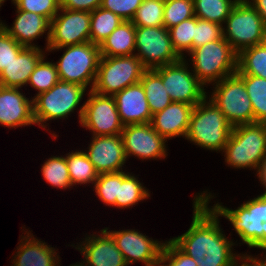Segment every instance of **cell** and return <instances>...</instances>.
<instances>
[{
  "label": "cell",
  "mask_w": 266,
  "mask_h": 266,
  "mask_svg": "<svg viewBox=\"0 0 266 266\" xmlns=\"http://www.w3.org/2000/svg\"><path fill=\"white\" fill-rule=\"evenodd\" d=\"M135 55L147 70L178 62L182 57L175 51L169 31L164 26L136 27Z\"/></svg>",
  "instance_id": "12"
},
{
  "label": "cell",
  "mask_w": 266,
  "mask_h": 266,
  "mask_svg": "<svg viewBox=\"0 0 266 266\" xmlns=\"http://www.w3.org/2000/svg\"><path fill=\"white\" fill-rule=\"evenodd\" d=\"M206 96L196 104L191 114L185 139L211 151H223L231 134L232 126L212 100Z\"/></svg>",
  "instance_id": "3"
},
{
  "label": "cell",
  "mask_w": 266,
  "mask_h": 266,
  "mask_svg": "<svg viewBox=\"0 0 266 266\" xmlns=\"http://www.w3.org/2000/svg\"><path fill=\"white\" fill-rule=\"evenodd\" d=\"M13 4L26 12H33L44 16L50 21L59 12L61 8L60 0H12Z\"/></svg>",
  "instance_id": "39"
},
{
  "label": "cell",
  "mask_w": 266,
  "mask_h": 266,
  "mask_svg": "<svg viewBox=\"0 0 266 266\" xmlns=\"http://www.w3.org/2000/svg\"><path fill=\"white\" fill-rule=\"evenodd\" d=\"M121 136L126 158L132 155L142 160L167 157V140L150 123L126 125Z\"/></svg>",
  "instance_id": "15"
},
{
  "label": "cell",
  "mask_w": 266,
  "mask_h": 266,
  "mask_svg": "<svg viewBox=\"0 0 266 266\" xmlns=\"http://www.w3.org/2000/svg\"><path fill=\"white\" fill-rule=\"evenodd\" d=\"M5 2V0H0V7L2 6V4Z\"/></svg>",
  "instance_id": "50"
},
{
  "label": "cell",
  "mask_w": 266,
  "mask_h": 266,
  "mask_svg": "<svg viewBox=\"0 0 266 266\" xmlns=\"http://www.w3.org/2000/svg\"><path fill=\"white\" fill-rule=\"evenodd\" d=\"M148 197H150L149 191L136 176L125 171L119 172V191L118 198H115V207L130 208Z\"/></svg>",
  "instance_id": "26"
},
{
  "label": "cell",
  "mask_w": 266,
  "mask_h": 266,
  "mask_svg": "<svg viewBox=\"0 0 266 266\" xmlns=\"http://www.w3.org/2000/svg\"><path fill=\"white\" fill-rule=\"evenodd\" d=\"M88 99L79 109L81 126L93 132V136L120 135L124 128L113 96L101 95L89 90Z\"/></svg>",
  "instance_id": "11"
},
{
  "label": "cell",
  "mask_w": 266,
  "mask_h": 266,
  "mask_svg": "<svg viewBox=\"0 0 266 266\" xmlns=\"http://www.w3.org/2000/svg\"><path fill=\"white\" fill-rule=\"evenodd\" d=\"M45 59L46 56L44 55L36 64L28 82L34 89L38 90L36 96L47 92L60 81L55 63L45 61Z\"/></svg>",
  "instance_id": "35"
},
{
  "label": "cell",
  "mask_w": 266,
  "mask_h": 266,
  "mask_svg": "<svg viewBox=\"0 0 266 266\" xmlns=\"http://www.w3.org/2000/svg\"><path fill=\"white\" fill-rule=\"evenodd\" d=\"M193 73L205 86L221 81L237 71L238 53L222 37L194 48L189 54Z\"/></svg>",
  "instance_id": "5"
},
{
  "label": "cell",
  "mask_w": 266,
  "mask_h": 266,
  "mask_svg": "<svg viewBox=\"0 0 266 266\" xmlns=\"http://www.w3.org/2000/svg\"><path fill=\"white\" fill-rule=\"evenodd\" d=\"M197 194L193 200L194 214L190 228L171 240L198 266H232L237 256L232 251L235 243L223 234L219 216L208 206L213 196L208 191Z\"/></svg>",
  "instance_id": "1"
},
{
  "label": "cell",
  "mask_w": 266,
  "mask_h": 266,
  "mask_svg": "<svg viewBox=\"0 0 266 266\" xmlns=\"http://www.w3.org/2000/svg\"><path fill=\"white\" fill-rule=\"evenodd\" d=\"M143 0H102L101 8L110 10L124 21H131Z\"/></svg>",
  "instance_id": "42"
},
{
  "label": "cell",
  "mask_w": 266,
  "mask_h": 266,
  "mask_svg": "<svg viewBox=\"0 0 266 266\" xmlns=\"http://www.w3.org/2000/svg\"><path fill=\"white\" fill-rule=\"evenodd\" d=\"M67 167L72 186L76 184H94L98 173L90 162L86 152L76 150L66 154Z\"/></svg>",
  "instance_id": "29"
},
{
  "label": "cell",
  "mask_w": 266,
  "mask_h": 266,
  "mask_svg": "<svg viewBox=\"0 0 266 266\" xmlns=\"http://www.w3.org/2000/svg\"><path fill=\"white\" fill-rule=\"evenodd\" d=\"M194 107L183 102H171L162 111L152 115L150 124L166 140L186 137Z\"/></svg>",
  "instance_id": "21"
},
{
  "label": "cell",
  "mask_w": 266,
  "mask_h": 266,
  "mask_svg": "<svg viewBox=\"0 0 266 266\" xmlns=\"http://www.w3.org/2000/svg\"><path fill=\"white\" fill-rule=\"evenodd\" d=\"M124 20L104 8L91 12L90 42L100 45Z\"/></svg>",
  "instance_id": "30"
},
{
  "label": "cell",
  "mask_w": 266,
  "mask_h": 266,
  "mask_svg": "<svg viewBox=\"0 0 266 266\" xmlns=\"http://www.w3.org/2000/svg\"><path fill=\"white\" fill-rule=\"evenodd\" d=\"M185 58L178 62L154 69L162 79V83L172 102H183L195 106L207 95L204 86L194 73L190 72Z\"/></svg>",
  "instance_id": "13"
},
{
  "label": "cell",
  "mask_w": 266,
  "mask_h": 266,
  "mask_svg": "<svg viewBox=\"0 0 266 266\" xmlns=\"http://www.w3.org/2000/svg\"><path fill=\"white\" fill-rule=\"evenodd\" d=\"M113 97L124 126L150 123L152 114L141 82L126 87Z\"/></svg>",
  "instance_id": "20"
},
{
  "label": "cell",
  "mask_w": 266,
  "mask_h": 266,
  "mask_svg": "<svg viewBox=\"0 0 266 266\" xmlns=\"http://www.w3.org/2000/svg\"><path fill=\"white\" fill-rule=\"evenodd\" d=\"M211 207L231 222L242 243L266 252V193L245 201L235 210L219 203Z\"/></svg>",
  "instance_id": "4"
},
{
  "label": "cell",
  "mask_w": 266,
  "mask_h": 266,
  "mask_svg": "<svg viewBox=\"0 0 266 266\" xmlns=\"http://www.w3.org/2000/svg\"><path fill=\"white\" fill-rule=\"evenodd\" d=\"M41 172L45 181L55 188L70 189L73 187L69 176L66 156H52L48 158L42 165Z\"/></svg>",
  "instance_id": "33"
},
{
  "label": "cell",
  "mask_w": 266,
  "mask_h": 266,
  "mask_svg": "<svg viewBox=\"0 0 266 266\" xmlns=\"http://www.w3.org/2000/svg\"><path fill=\"white\" fill-rule=\"evenodd\" d=\"M197 18L217 23L221 26L238 1L247 0H193Z\"/></svg>",
  "instance_id": "31"
},
{
  "label": "cell",
  "mask_w": 266,
  "mask_h": 266,
  "mask_svg": "<svg viewBox=\"0 0 266 266\" xmlns=\"http://www.w3.org/2000/svg\"><path fill=\"white\" fill-rule=\"evenodd\" d=\"M257 175L260 183L264 185L263 187H265L266 190V157L263 159L262 165ZM264 193H266V191Z\"/></svg>",
  "instance_id": "47"
},
{
  "label": "cell",
  "mask_w": 266,
  "mask_h": 266,
  "mask_svg": "<svg viewBox=\"0 0 266 266\" xmlns=\"http://www.w3.org/2000/svg\"><path fill=\"white\" fill-rule=\"evenodd\" d=\"M135 38V25L131 21L121 22V24L99 45L101 56L116 57L134 55Z\"/></svg>",
  "instance_id": "25"
},
{
  "label": "cell",
  "mask_w": 266,
  "mask_h": 266,
  "mask_svg": "<svg viewBox=\"0 0 266 266\" xmlns=\"http://www.w3.org/2000/svg\"><path fill=\"white\" fill-rule=\"evenodd\" d=\"M104 228L100 235L85 236V240L75 249L81 251L84 256V266H127V262L121 251L117 248L114 239Z\"/></svg>",
  "instance_id": "18"
},
{
  "label": "cell",
  "mask_w": 266,
  "mask_h": 266,
  "mask_svg": "<svg viewBox=\"0 0 266 266\" xmlns=\"http://www.w3.org/2000/svg\"><path fill=\"white\" fill-rule=\"evenodd\" d=\"M167 263V264H166ZM145 266H169L168 262L160 256L157 260L146 264Z\"/></svg>",
  "instance_id": "48"
},
{
  "label": "cell",
  "mask_w": 266,
  "mask_h": 266,
  "mask_svg": "<svg viewBox=\"0 0 266 266\" xmlns=\"http://www.w3.org/2000/svg\"><path fill=\"white\" fill-rule=\"evenodd\" d=\"M24 48L3 28L0 29V74Z\"/></svg>",
  "instance_id": "41"
},
{
  "label": "cell",
  "mask_w": 266,
  "mask_h": 266,
  "mask_svg": "<svg viewBox=\"0 0 266 266\" xmlns=\"http://www.w3.org/2000/svg\"><path fill=\"white\" fill-rule=\"evenodd\" d=\"M194 16L193 0H165L163 21L167 29Z\"/></svg>",
  "instance_id": "37"
},
{
  "label": "cell",
  "mask_w": 266,
  "mask_h": 266,
  "mask_svg": "<svg viewBox=\"0 0 266 266\" xmlns=\"http://www.w3.org/2000/svg\"><path fill=\"white\" fill-rule=\"evenodd\" d=\"M147 69L134 54L130 56H101L93 91L113 96L126 87L140 82Z\"/></svg>",
  "instance_id": "9"
},
{
  "label": "cell",
  "mask_w": 266,
  "mask_h": 266,
  "mask_svg": "<svg viewBox=\"0 0 266 266\" xmlns=\"http://www.w3.org/2000/svg\"><path fill=\"white\" fill-rule=\"evenodd\" d=\"M236 73L266 79V42L247 47L238 53Z\"/></svg>",
  "instance_id": "28"
},
{
  "label": "cell",
  "mask_w": 266,
  "mask_h": 266,
  "mask_svg": "<svg viewBox=\"0 0 266 266\" xmlns=\"http://www.w3.org/2000/svg\"><path fill=\"white\" fill-rule=\"evenodd\" d=\"M161 256L169 266H198L197 262L184 253L171 239L165 241Z\"/></svg>",
  "instance_id": "43"
},
{
  "label": "cell",
  "mask_w": 266,
  "mask_h": 266,
  "mask_svg": "<svg viewBox=\"0 0 266 266\" xmlns=\"http://www.w3.org/2000/svg\"><path fill=\"white\" fill-rule=\"evenodd\" d=\"M251 100L254 123H266V79L254 75L238 74Z\"/></svg>",
  "instance_id": "32"
},
{
  "label": "cell",
  "mask_w": 266,
  "mask_h": 266,
  "mask_svg": "<svg viewBox=\"0 0 266 266\" xmlns=\"http://www.w3.org/2000/svg\"><path fill=\"white\" fill-rule=\"evenodd\" d=\"M221 25L203 20L195 16V33L193 37V49L201 45L219 40L223 37Z\"/></svg>",
  "instance_id": "40"
},
{
  "label": "cell",
  "mask_w": 266,
  "mask_h": 266,
  "mask_svg": "<svg viewBox=\"0 0 266 266\" xmlns=\"http://www.w3.org/2000/svg\"><path fill=\"white\" fill-rule=\"evenodd\" d=\"M59 11L51 20L49 44L45 49L90 42L91 12L62 8Z\"/></svg>",
  "instance_id": "14"
},
{
  "label": "cell",
  "mask_w": 266,
  "mask_h": 266,
  "mask_svg": "<svg viewBox=\"0 0 266 266\" xmlns=\"http://www.w3.org/2000/svg\"><path fill=\"white\" fill-rule=\"evenodd\" d=\"M93 188L106 206L115 207V198H118L119 191V172L99 174Z\"/></svg>",
  "instance_id": "38"
},
{
  "label": "cell",
  "mask_w": 266,
  "mask_h": 266,
  "mask_svg": "<svg viewBox=\"0 0 266 266\" xmlns=\"http://www.w3.org/2000/svg\"><path fill=\"white\" fill-rule=\"evenodd\" d=\"M214 85L212 95H209L208 99L217 105L232 127L254 123L251 100L242 78L237 73Z\"/></svg>",
  "instance_id": "10"
},
{
  "label": "cell",
  "mask_w": 266,
  "mask_h": 266,
  "mask_svg": "<svg viewBox=\"0 0 266 266\" xmlns=\"http://www.w3.org/2000/svg\"><path fill=\"white\" fill-rule=\"evenodd\" d=\"M58 266H60L59 264H58ZM70 266H84V264L81 262V263H75V264H71Z\"/></svg>",
  "instance_id": "49"
},
{
  "label": "cell",
  "mask_w": 266,
  "mask_h": 266,
  "mask_svg": "<svg viewBox=\"0 0 266 266\" xmlns=\"http://www.w3.org/2000/svg\"><path fill=\"white\" fill-rule=\"evenodd\" d=\"M86 89L80 84L60 80L47 92L34 96L33 108L36 124L46 129L47 121L68 117L76 110L75 108H78Z\"/></svg>",
  "instance_id": "8"
},
{
  "label": "cell",
  "mask_w": 266,
  "mask_h": 266,
  "mask_svg": "<svg viewBox=\"0 0 266 266\" xmlns=\"http://www.w3.org/2000/svg\"><path fill=\"white\" fill-rule=\"evenodd\" d=\"M62 48L65 49L64 53L55 63L59 79L80 84L86 88L91 84L90 90H92L101 59L99 45L86 42L61 48H47L45 51H58Z\"/></svg>",
  "instance_id": "6"
},
{
  "label": "cell",
  "mask_w": 266,
  "mask_h": 266,
  "mask_svg": "<svg viewBox=\"0 0 266 266\" xmlns=\"http://www.w3.org/2000/svg\"><path fill=\"white\" fill-rule=\"evenodd\" d=\"M262 17L266 26V0H248Z\"/></svg>",
  "instance_id": "46"
},
{
  "label": "cell",
  "mask_w": 266,
  "mask_h": 266,
  "mask_svg": "<svg viewBox=\"0 0 266 266\" xmlns=\"http://www.w3.org/2000/svg\"><path fill=\"white\" fill-rule=\"evenodd\" d=\"M264 256L266 257V255L264 254ZM260 258L258 259L257 257H253L251 255L248 254H242L240 256V254H237V256L235 257V259L233 260L232 266H266V258ZM262 259V260H261ZM244 260V261H243ZM238 261H242L241 265L240 263L238 264Z\"/></svg>",
  "instance_id": "45"
},
{
  "label": "cell",
  "mask_w": 266,
  "mask_h": 266,
  "mask_svg": "<svg viewBox=\"0 0 266 266\" xmlns=\"http://www.w3.org/2000/svg\"><path fill=\"white\" fill-rule=\"evenodd\" d=\"M61 8L75 11L92 12L101 6L102 0H60Z\"/></svg>",
  "instance_id": "44"
},
{
  "label": "cell",
  "mask_w": 266,
  "mask_h": 266,
  "mask_svg": "<svg viewBox=\"0 0 266 266\" xmlns=\"http://www.w3.org/2000/svg\"><path fill=\"white\" fill-rule=\"evenodd\" d=\"M98 174L123 171L126 163L123 138L120 135L93 136L88 150H85Z\"/></svg>",
  "instance_id": "17"
},
{
  "label": "cell",
  "mask_w": 266,
  "mask_h": 266,
  "mask_svg": "<svg viewBox=\"0 0 266 266\" xmlns=\"http://www.w3.org/2000/svg\"><path fill=\"white\" fill-rule=\"evenodd\" d=\"M21 88L0 86V124L7 128L35 125L33 99L24 96Z\"/></svg>",
  "instance_id": "19"
},
{
  "label": "cell",
  "mask_w": 266,
  "mask_h": 266,
  "mask_svg": "<svg viewBox=\"0 0 266 266\" xmlns=\"http://www.w3.org/2000/svg\"><path fill=\"white\" fill-rule=\"evenodd\" d=\"M16 19L12 27L3 23V29L13 37L19 44L25 47H39L32 44L34 40L43 36L47 32L46 45L49 44L51 21L44 16L33 12L19 10L16 7Z\"/></svg>",
  "instance_id": "22"
},
{
  "label": "cell",
  "mask_w": 266,
  "mask_h": 266,
  "mask_svg": "<svg viewBox=\"0 0 266 266\" xmlns=\"http://www.w3.org/2000/svg\"><path fill=\"white\" fill-rule=\"evenodd\" d=\"M225 23L223 37L237 53L266 42L264 21L248 0L238 1Z\"/></svg>",
  "instance_id": "7"
},
{
  "label": "cell",
  "mask_w": 266,
  "mask_h": 266,
  "mask_svg": "<svg viewBox=\"0 0 266 266\" xmlns=\"http://www.w3.org/2000/svg\"><path fill=\"white\" fill-rule=\"evenodd\" d=\"M140 82L145 90L152 115L162 111L172 102L171 97L168 95L162 83L161 76L154 69L146 70Z\"/></svg>",
  "instance_id": "27"
},
{
  "label": "cell",
  "mask_w": 266,
  "mask_h": 266,
  "mask_svg": "<svg viewBox=\"0 0 266 266\" xmlns=\"http://www.w3.org/2000/svg\"><path fill=\"white\" fill-rule=\"evenodd\" d=\"M168 31L173 48L182 58H184V51L189 54L193 50L195 16L169 28Z\"/></svg>",
  "instance_id": "36"
},
{
  "label": "cell",
  "mask_w": 266,
  "mask_h": 266,
  "mask_svg": "<svg viewBox=\"0 0 266 266\" xmlns=\"http://www.w3.org/2000/svg\"><path fill=\"white\" fill-rule=\"evenodd\" d=\"M225 162L232 168H252L258 174L266 157V123H250L232 127L223 149Z\"/></svg>",
  "instance_id": "2"
},
{
  "label": "cell",
  "mask_w": 266,
  "mask_h": 266,
  "mask_svg": "<svg viewBox=\"0 0 266 266\" xmlns=\"http://www.w3.org/2000/svg\"><path fill=\"white\" fill-rule=\"evenodd\" d=\"M115 241L117 248L123 254L127 264L142 262L145 265L161 256L164 243L148 238L135 229L107 231Z\"/></svg>",
  "instance_id": "16"
},
{
  "label": "cell",
  "mask_w": 266,
  "mask_h": 266,
  "mask_svg": "<svg viewBox=\"0 0 266 266\" xmlns=\"http://www.w3.org/2000/svg\"><path fill=\"white\" fill-rule=\"evenodd\" d=\"M3 27V22L0 21V29Z\"/></svg>",
  "instance_id": "51"
},
{
  "label": "cell",
  "mask_w": 266,
  "mask_h": 266,
  "mask_svg": "<svg viewBox=\"0 0 266 266\" xmlns=\"http://www.w3.org/2000/svg\"><path fill=\"white\" fill-rule=\"evenodd\" d=\"M165 0H143L131 22L135 27L164 26Z\"/></svg>",
  "instance_id": "34"
},
{
  "label": "cell",
  "mask_w": 266,
  "mask_h": 266,
  "mask_svg": "<svg viewBox=\"0 0 266 266\" xmlns=\"http://www.w3.org/2000/svg\"><path fill=\"white\" fill-rule=\"evenodd\" d=\"M40 47H25L0 74V86L22 88L39 60L46 55Z\"/></svg>",
  "instance_id": "24"
},
{
  "label": "cell",
  "mask_w": 266,
  "mask_h": 266,
  "mask_svg": "<svg viewBox=\"0 0 266 266\" xmlns=\"http://www.w3.org/2000/svg\"><path fill=\"white\" fill-rule=\"evenodd\" d=\"M16 255L11 266H58L60 257L55 249L47 243L34 238L27 230L24 231ZM27 234V235H26Z\"/></svg>",
  "instance_id": "23"
}]
</instances>
